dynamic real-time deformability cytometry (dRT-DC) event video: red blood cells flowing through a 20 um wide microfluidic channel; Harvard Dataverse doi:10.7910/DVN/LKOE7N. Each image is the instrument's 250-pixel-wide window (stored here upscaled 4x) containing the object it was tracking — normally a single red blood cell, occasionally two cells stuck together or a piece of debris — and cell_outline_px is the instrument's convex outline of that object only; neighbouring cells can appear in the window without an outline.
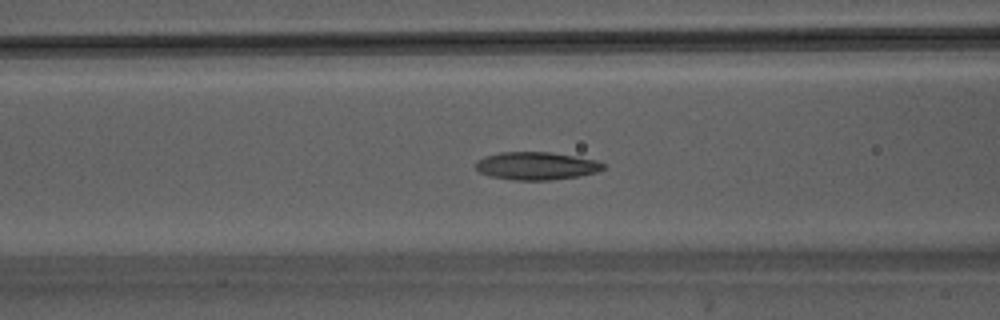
{"species": "Egyptian fruit bat (a non-hibernating species)", "species_latin": "Rousettus aegyptiacus", "temperature_condition": "warm", "stored_images_in_passage": 43, "camera_frame_rate_fps": 3000, "um_per_image_px": 0.085, "animal": {"sex": "male"}, "frame": {"image": 1, "passage_image": 16, "time_ms": 5.0, "image_size_px": [1000, 320], "cell_outline_px": [[604, 168], [596, 172], [580, 176], [552, 180], [516, 180], [488, 176], [480, 172], [476, 168], [476, 164], [484, 156], [500, 152], [548, 152], [596, 160], [604, 164]], "centroid_in_image_um": [45.58, 14.11], "position_along_channel_um": 121.0, "area_um2": 20.52}}
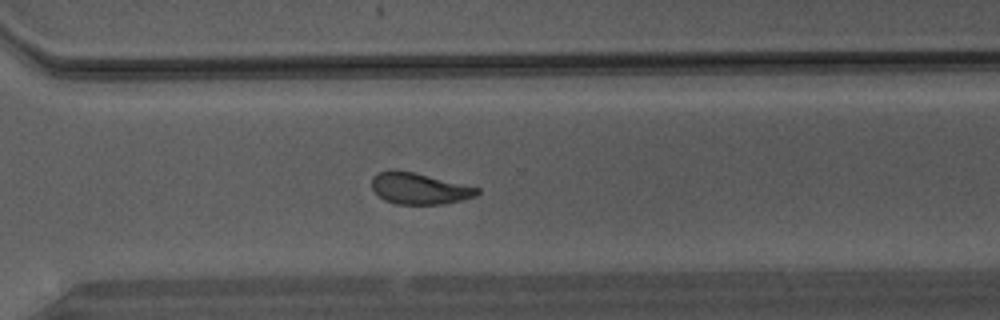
{"frame": {"image": 2, "passage_image": 30, "time_ms": 9.667, "image_size_px": [1000, 320], "cell_outline_px": [[480, 192], [476, 196], [444, 204], [396, 204], [384, 200], [372, 188], [372, 176], [380, 172], [392, 168], [396, 168], [480, 188]], "centroid_in_image_um": [35.61, 16.01], "position_along_channel_um": 335.0, "area_um2": 19.25}}
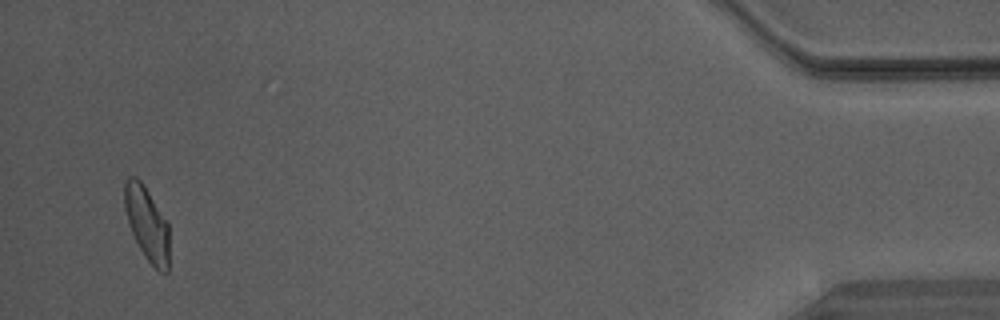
{"frame": {"image": 3, "passage_image": 41, "time_ms": 13.333, "image_size_px": [1000, 320], "cell_outline_px": [[168, 272], [160, 272], [144, 256], [128, 224], [124, 208], [124, 184], [128, 176], [136, 176], [144, 184], [168, 224]], "centroid_in_image_um": [12.47, 18.97], "position_along_channel_um": 422.7, "area_um2": 19.07}}